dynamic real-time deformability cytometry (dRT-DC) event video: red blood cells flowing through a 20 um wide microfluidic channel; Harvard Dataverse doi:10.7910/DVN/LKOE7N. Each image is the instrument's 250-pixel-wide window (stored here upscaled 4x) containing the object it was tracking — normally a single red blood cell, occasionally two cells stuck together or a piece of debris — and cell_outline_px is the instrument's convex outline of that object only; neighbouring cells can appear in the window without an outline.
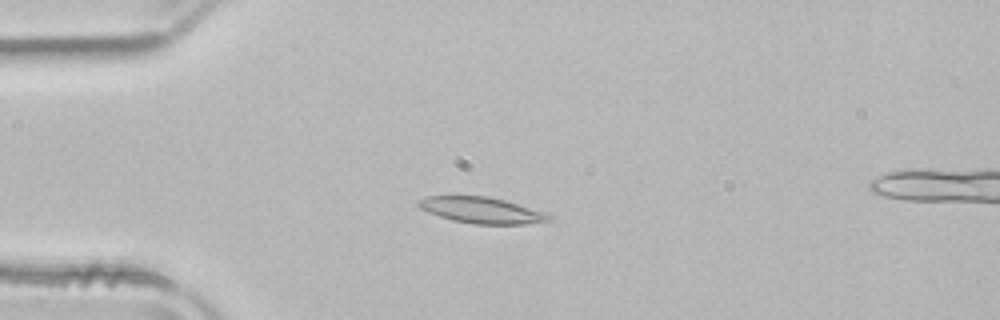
{"species": "common noctule bat (a hibernating species)", "species_latin": "Nyctalus noctula", "temperature_condition": "room temperature", "stored_images_in_passage": 42, "camera_frame_rate_fps": 3000, "um_per_image_px": 0.085, "animal": {"sex": "male", "body_mass_g": 21.5, "forearm_length_mm": 52.0}, "frame": {"image": 1, "passage_image": 2, "time_ms": 0.333, "image_size_px": [1000, 320], "cell_outline_px": [[552, 220], [524, 224], [472, 224], [452, 220], [428, 212], [420, 208], [416, 204], [416, 200], [428, 196], [488, 196], [504, 200], [548, 212], [552, 216]], "centroid_in_image_um": [40.95, 17.87], "position_along_channel_um": 44.0, "area_um2": 20.0}}
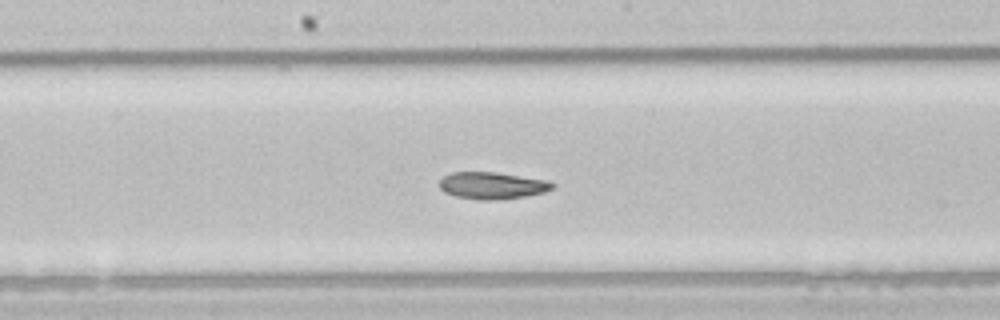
{"frame": {"image": 2, "passage_image": 16, "time_ms": 5.0, "image_size_px": [1000, 320], "cell_outline_px": [[556, 184], [552, 188], [544, 192], [524, 196], [500, 200], [480, 200], [456, 196], [444, 192], [440, 188], [440, 180], [444, 176], [452, 172], [496, 172], [548, 180]], "centroid_in_image_um": [41.84, 15.77], "position_along_channel_um": 206.4, "area_um2": 17.74}}
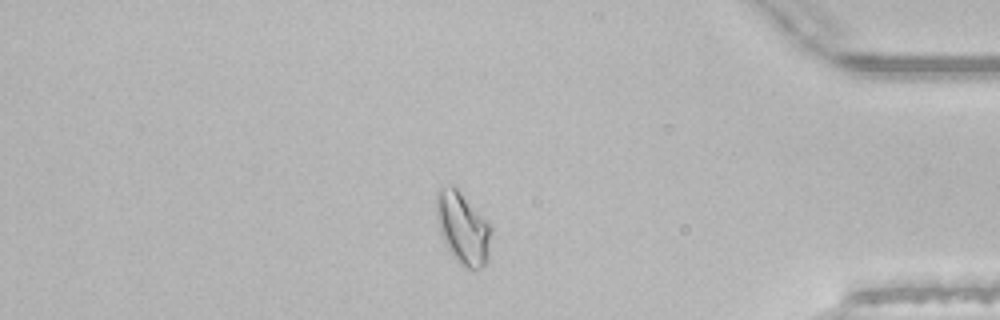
{"frame": {"image": 3, "passage_image": 33, "time_ms": 10.667, "image_size_px": [1000, 320], "cell_outline_px": [[492, 232], [488, 260], [480, 268], [472, 272], [460, 264], [452, 256], [440, 232], [436, 216], [436, 192], [440, 188], [452, 184], [488, 220], [492, 228]], "centroid_in_image_um": [39.36, 19.41], "position_along_channel_um": 395.8, "area_um2": 23.24}, "authors_computed_cell_mechanics": {"area_um2": 18.8139, "velocity_mm_per_s": 3.915, "shape_relaxation_time_tau1_ms": 5.7128, "shape_relaxation_time_tau2_ms": 6.739, "deformation_change_tau1": 0.1405, "deformation_change_tau2": 0.1272}}